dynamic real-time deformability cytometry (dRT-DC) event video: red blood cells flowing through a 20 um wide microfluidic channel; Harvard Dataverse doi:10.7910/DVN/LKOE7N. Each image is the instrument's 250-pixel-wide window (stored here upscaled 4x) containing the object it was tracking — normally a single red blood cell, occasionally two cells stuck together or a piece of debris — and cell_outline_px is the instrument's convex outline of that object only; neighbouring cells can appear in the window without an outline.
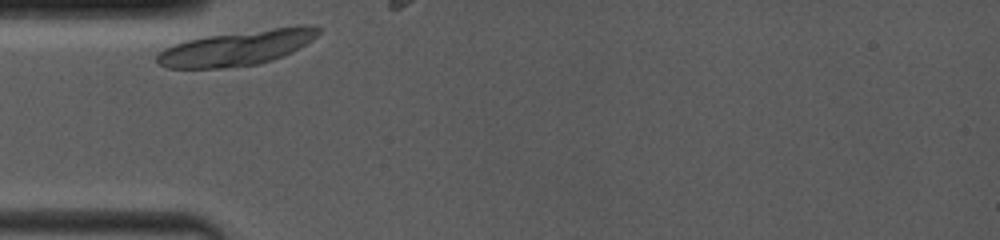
{"species": "common noctule bat (a hibernating species)", "species_latin": "Nyctalus noctula", "temperature_condition": "room temperature", "stored_images_in_passage": 1, "camera_frame_rate_fps": 4000, "um_per_image_px": 0.085, "animal": {"sex": "female", "body_mass_g": 19.0, "forearm_length_mm": 53.3}, "frame": {"image": 1, "passage_image": 1, "time_ms": 0.0, "image_size_px": [1000, 240], "cell_outline_px": [[320, 32], [312, 40], [300, 48], [284, 56], [272, 60], [256, 64], [224, 68], [168, 68], [156, 64], [156, 56], [164, 48], [188, 40], [208, 36], [300, 24], [312, 24], [320, 28]], "centroid_in_image_um": [20.19, 4.07], "position_along_channel_um": 64.8, "area_um2": 32.95}}